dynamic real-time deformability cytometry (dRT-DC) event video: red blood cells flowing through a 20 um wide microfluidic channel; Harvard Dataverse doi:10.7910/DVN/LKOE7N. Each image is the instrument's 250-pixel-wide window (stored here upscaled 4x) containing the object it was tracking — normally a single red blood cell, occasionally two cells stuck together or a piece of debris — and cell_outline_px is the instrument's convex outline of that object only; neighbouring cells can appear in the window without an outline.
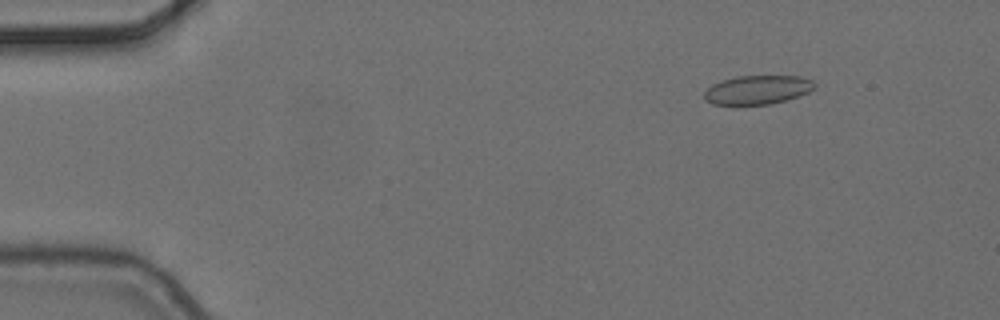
{"species": "common noctule bat (a hibernating species)", "species_latin": "Nyctalus noctula", "temperature_condition": "cold", "stored_images_in_passage": 4, "camera_frame_rate_fps": 3000, "um_per_image_px": 0.085, "animal": {"sex": "female", "body_mass_g": 24.6, "forearm_length_mm": 56.2}, "frame": {"image": 1, "passage_image": 1, "time_ms": 0.0, "image_size_px": [1000, 320], "cell_outline_px": [[816, 88], [808, 92], [788, 100], [772, 104], [712, 104], [704, 100], [704, 92], [712, 84], [736, 76], [800, 76], [812, 80], [816, 84]], "centroid_in_image_um": [64.41, 7.63], "position_along_channel_um": 20.6, "area_um2": 18.61}}